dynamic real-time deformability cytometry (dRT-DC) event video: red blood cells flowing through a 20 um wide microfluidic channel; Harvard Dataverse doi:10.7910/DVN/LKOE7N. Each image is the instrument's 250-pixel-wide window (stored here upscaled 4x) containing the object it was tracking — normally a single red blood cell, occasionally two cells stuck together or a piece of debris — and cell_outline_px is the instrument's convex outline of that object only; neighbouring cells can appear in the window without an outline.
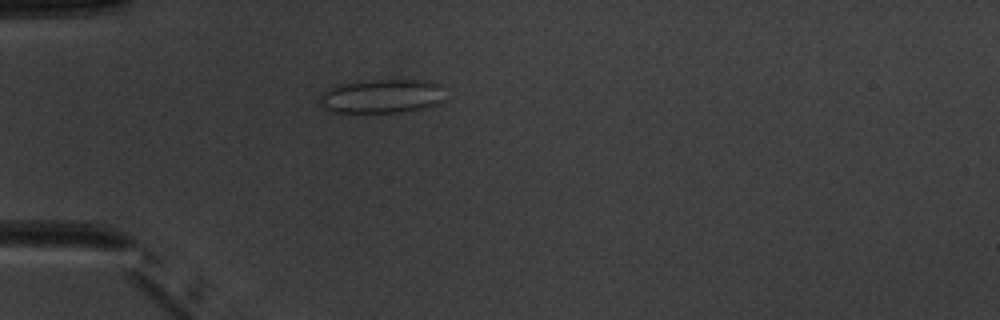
{"species": "common noctule bat (a hibernating species)", "species_latin": "Nyctalus noctula", "temperature_condition": "warm", "stored_images_in_passage": 4, "camera_frame_rate_fps": 3000, "um_per_image_px": 0.085, "animal": {"sex": "male", "body_mass_g": 20.1, "forearm_length_mm": 53.5}, "frame": {"image": 1, "passage_image": 4, "time_ms": 3.333, "image_size_px": [1000, 320], "cell_outline_px": [[440, 104], [428, 108], [408, 112], [328, 112], [324, 108], [320, 100], [320, 96], [324, 92], [336, 84], [372, 80], [424, 80], [440, 84]], "centroid_in_image_um": [32.43, 8.19], "position_along_channel_um": 52.6, "area_um2": 24.8}}